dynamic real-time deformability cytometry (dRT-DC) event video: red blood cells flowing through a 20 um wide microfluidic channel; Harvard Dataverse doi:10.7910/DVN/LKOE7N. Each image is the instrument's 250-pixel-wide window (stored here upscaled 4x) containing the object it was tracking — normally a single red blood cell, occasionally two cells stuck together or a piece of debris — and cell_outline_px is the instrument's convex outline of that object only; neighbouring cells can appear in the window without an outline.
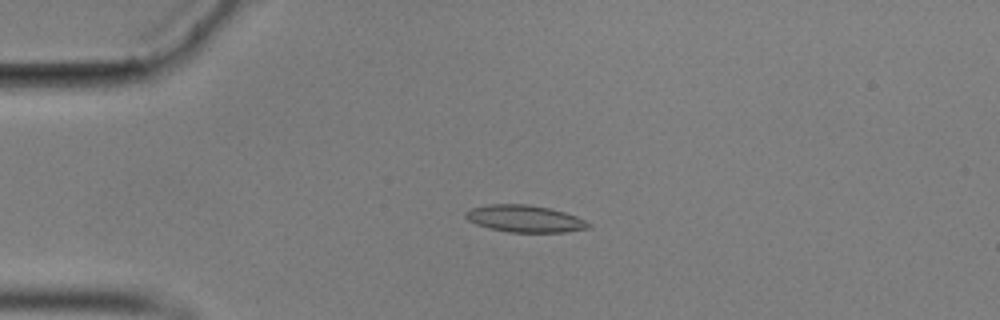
{"species": "common noctule bat (a hibernating species)", "species_latin": "Nyctalus noctula", "temperature_condition": "cold", "stored_images_in_passage": 57, "camera_frame_rate_fps": 3000, "um_per_image_px": 0.085, "animal": {"sex": "male", "body_mass_g": 17.9}, "frame": {"image": 1, "passage_image": 14, "time_ms": 4.333, "image_size_px": [1000, 320], "cell_outline_px": [[592, 228], [564, 232], [508, 232], [488, 228], [476, 224], [468, 220], [464, 216], [464, 212], [472, 208], [488, 204], [528, 204], [552, 208], [576, 216], [592, 224]], "centroid_in_image_um": [44.61, 18.59], "position_along_channel_um": 40.4, "area_um2": 19.54}}
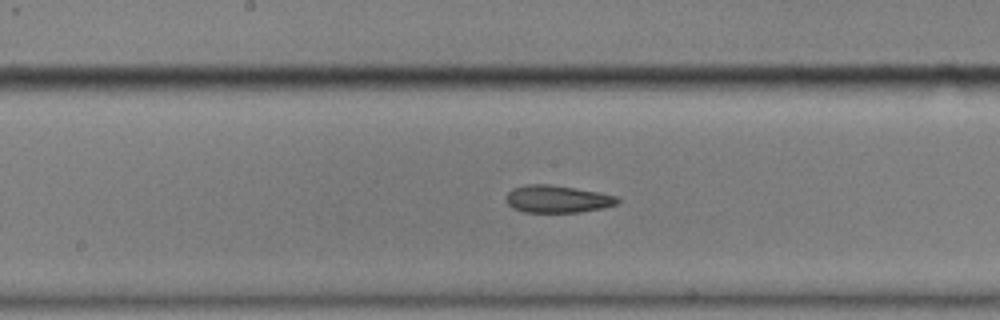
{"frame": {"image": 2, "passage_image": 30, "time_ms": 9.667, "image_size_px": [1000, 320], "cell_outline_px": [[620, 200], [616, 204], [604, 208], [580, 212], [524, 212], [512, 208], [504, 200], [508, 192], [512, 188], [524, 184], [548, 184], [576, 188], [600, 192], [616, 196]], "centroid_in_image_um": [47.34, 16.91], "position_along_channel_um": 200.9, "area_um2": 17.98}}
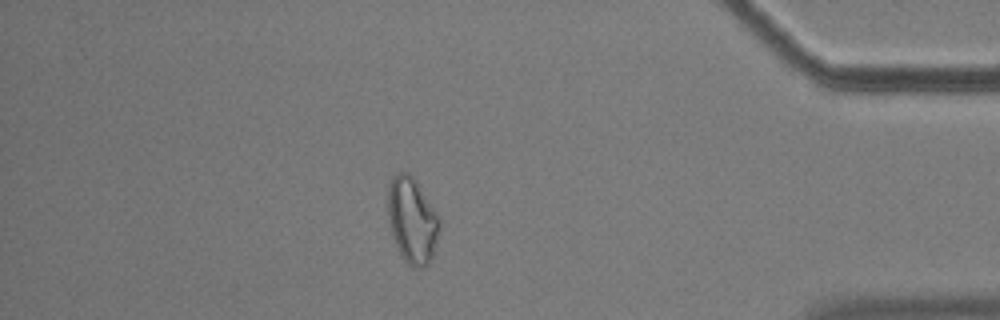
{"frame": {"image": 3, "passage_image": 50, "time_ms": 16.333, "image_size_px": [1000, 320], "cell_outline_px": [[440, 228], [432, 256], [428, 264], [424, 268], [412, 268], [404, 260], [392, 236], [388, 220], [388, 188], [396, 172], [408, 172], [416, 180], [440, 216]], "centroid_in_image_um": [35.05, 18.73], "position_along_channel_um": 400.2, "area_um2": 25.95}, "authors_computed_cell_mechanics": {"area_um2": 19.2474, "velocity_mm_per_s": 3.5236, "shape_relaxation_time_tau1_ms": null, "shape_relaxation_time_tau2_ms": 5.228, "deformation_change_tau1": null, "deformation_change_tau2": 0.1309}}